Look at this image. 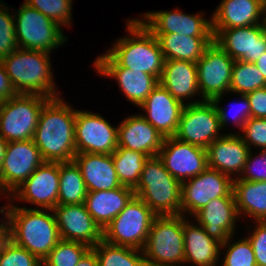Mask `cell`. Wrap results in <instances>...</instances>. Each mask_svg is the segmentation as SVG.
I'll return each instance as SVG.
<instances>
[{
    "label": "cell",
    "instance_id": "cell-26",
    "mask_svg": "<svg viewBox=\"0 0 266 266\" xmlns=\"http://www.w3.org/2000/svg\"><path fill=\"white\" fill-rule=\"evenodd\" d=\"M186 218L183 215L184 264L217 266L222 256L221 243L211 238L196 221L192 224V221Z\"/></svg>",
    "mask_w": 266,
    "mask_h": 266
},
{
    "label": "cell",
    "instance_id": "cell-20",
    "mask_svg": "<svg viewBox=\"0 0 266 266\" xmlns=\"http://www.w3.org/2000/svg\"><path fill=\"white\" fill-rule=\"evenodd\" d=\"M53 211L62 240L80 242L91 248L102 240V230L84 203L57 205Z\"/></svg>",
    "mask_w": 266,
    "mask_h": 266
},
{
    "label": "cell",
    "instance_id": "cell-32",
    "mask_svg": "<svg viewBox=\"0 0 266 266\" xmlns=\"http://www.w3.org/2000/svg\"><path fill=\"white\" fill-rule=\"evenodd\" d=\"M87 193L86 184L76 162H59L58 205L85 203Z\"/></svg>",
    "mask_w": 266,
    "mask_h": 266
},
{
    "label": "cell",
    "instance_id": "cell-3",
    "mask_svg": "<svg viewBox=\"0 0 266 266\" xmlns=\"http://www.w3.org/2000/svg\"><path fill=\"white\" fill-rule=\"evenodd\" d=\"M0 61L17 94L40 95L50 99L60 96L52 77L50 53L17 48Z\"/></svg>",
    "mask_w": 266,
    "mask_h": 266
},
{
    "label": "cell",
    "instance_id": "cell-30",
    "mask_svg": "<svg viewBox=\"0 0 266 266\" xmlns=\"http://www.w3.org/2000/svg\"><path fill=\"white\" fill-rule=\"evenodd\" d=\"M160 45L165 60H182L196 63L214 37H193L176 33L153 34Z\"/></svg>",
    "mask_w": 266,
    "mask_h": 266
},
{
    "label": "cell",
    "instance_id": "cell-43",
    "mask_svg": "<svg viewBox=\"0 0 266 266\" xmlns=\"http://www.w3.org/2000/svg\"><path fill=\"white\" fill-rule=\"evenodd\" d=\"M234 180L266 182V150H260L257 156H252L250 150L244 169L239 178Z\"/></svg>",
    "mask_w": 266,
    "mask_h": 266
},
{
    "label": "cell",
    "instance_id": "cell-31",
    "mask_svg": "<svg viewBox=\"0 0 266 266\" xmlns=\"http://www.w3.org/2000/svg\"><path fill=\"white\" fill-rule=\"evenodd\" d=\"M233 193L239 217L247 215L252 222L266 221V182L234 180Z\"/></svg>",
    "mask_w": 266,
    "mask_h": 266
},
{
    "label": "cell",
    "instance_id": "cell-48",
    "mask_svg": "<svg viewBox=\"0 0 266 266\" xmlns=\"http://www.w3.org/2000/svg\"><path fill=\"white\" fill-rule=\"evenodd\" d=\"M9 240V236L7 233V230L4 226V224L1 222L0 223V259L2 255V250L4 247V244Z\"/></svg>",
    "mask_w": 266,
    "mask_h": 266
},
{
    "label": "cell",
    "instance_id": "cell-24",
    "mask_svg": "<svg viewBox=\"0 0 266 266\" xmlns=\"http://www.w3.org/2000/svg\"><path fill=\"white\" fill-rule=\"evenodd\" d=\"M164 137L141 114L126 117L118 126V147L157 156Z\"/></svg>",
    "mask_w": 266,
    "mask_h": 266
},
{
    "label": "cell",
    "instance_id": "cell-12",
    "mask_svg": "<svg viewBox=\"0 0 266 266\" xmlns=\"http://www.w3.org/2000/svg\"><path fill=\"white\" fill-rule=\"evenodd\" d=\"M233 60L214 41L204 50L196 62L200 96L202 100L212 101L217 96L230 92Z\"/></svg>",
    "mask_w": 266,
    "mask_h": 266
},
{
    "label": "cell",
    "instance_id": "cell-28",
    "mask_svg": "<svg viewBox=\"0 0 266 266\" xmlns=\"http://www.w3.org/2000/svg\"><path fill=\"white\" fill-rule=\"evenodd\" d=\"M264 0H222L211 14L212 29L248 27L261 23Z\"/></svg>",
    "mask_w": 266,
    "mask_h": 266
},
{
    "label": "cell",
    "instance_id": "cell-4",
    "mask_svg": "<svg viewBox=\"0 0 266 266\" xmlns=\"http://www.w3.org/2000/svg\"><path fill=\"white\" fill-rule=\"evenodd\" d=\"M129 36L119 38L105 51L119 66L146 72L160 79L165 58L157 38L139 21L128 19Z\"/></svg>",
    "mask_w": 266,
    "mask_h": 266
},
{
    "label": "cell",
    "instance_id": "cell-34",
    "mask_svg": "<svg viewBox=\"0 0 266 266\" xmlns=\"http://www.w3.org/2000/svg\"><path fill=\"white\" fill-rule=\"evenodd\" d=\"M111 155L121 185L135 189L148 156L122 147H117Z\"/></svg>",
    "mask_w": 266,
    "mask_h": 266
},
{
    "label": "cell",
    "instance_id": "cell-33",
    "mask_svg": "<svg viewBox=\"0 0 266 266\" xmlns=\"http://www.w3.org/2000/svg\"><path fill=\"white\" fill-rule=\"evenodd\" d=\"M99 266H154L141 250L117 246L103 239L92 248Z\"/></svg>",
    "mask_w": 266,
    "mask_h": 266
},
{
    "label": "cell",
    "instance_id": "cell-6",
    "mask_svg": "<svg viewBox=\"0 0 266 266\" xmlns=\"http://www.w3.org/2000/svg\"><path fill=\"white\" fill-rule=\"evenodd\" d=\"M142 252L154 266H184L183 215L156 216Z\"/></svg>",
    "mask_w": 266,
    "mask_h": 266
},
{
    "label": "cell",
    "instance_id": "cell-13",
    "mask_svg": "<svg viewBox=\"0 0 266 266\" xmlns=\"http://www.w3.org/2000/svg\"><path fill=\"white\" fill-rule=\"evenodd\" d=\"M231 177L211 168L182 182L181 214L192 216L211 200L234 195Z\"/></svg>",
    "mask_w": 266,
    "mask_h": 266
},
{
    "label": "cell",
    "instance_id": "cell-5",
    "mask_svg": "<svg viewBox=\"0 0 266 266\" xmlns=\"http://www.w3.org/2000/svg\"><path fill=\"white\" fill-rule=\"evenodd\" d=\"M134 192L157 216L181 215L182 183L166 170L158 155L145 161Z\"/></svg>",
    "mask_w": 266,
    "mask_h": 266
},
{
    "label": "cell",
    "instance_id": "cell-19",
    "mask_svg": "<svg viewBox=\"0 0 266 266\" xmlns=\"http://www.w3.org/2000/svg\"><path fill=\"white\" fill-rule=\"evenodd\" d=\"M214 42L233 60L255 63L266 52V33L262 25L212 29Z\"/></svg>",
    "mask_w": 266,
    "mask_h": 266
},
{
    "label": "cell",
    "instance_id": "cell-40",
    "mask_svg": "<svg viewBox=\"0 0 266 266\" xmlns=\"http://www.w3.org/2000/svg\"><path fill=\"white\" fill-rule=\"evenodd\" d=\"M0 266H42V262L10 239L4 244Z\"/></svg>",
    "mask_w": 266,
    "mask_h": 266
},
{
    "label": "cell",
    "instance_id": "cell-35",
    "mask_svg": "<svg viewBox=\"0 0 266 266\" xmlns=\"http://www.w3.org/2000/svg\"><path fill=\"white\" fill-rule=\"evenodd\" d=\"M264 87H266L265 78L255 63L235 60L230 84L231 93L246 95Z\"/></svg>",
    "mask_w": 266,
    "mask_h": 266
},
{
    "label": "cell",
    "instance_id": "cell-23",
    "mask_svg": "<svg viewBox=\"0 0 266 266\" xmlns=\"http://www.w3.org/2000/svg\"><path fill=\"white\" fill-rule=\"evenodd\" d=\"M206 151L208 168L218 170L232 179H237L244 169L250 148L244 143L239 132L235 134L234 131L233 133L229 131L214 140L206 148Z\"/></svg>",
    "mask_w": 266,
    "mask_h": 266
},
{
    "label": "cell",
    "instance_id": "cell-22",
    "mask_svg": "<svg viewBox=\"0 0 266 266\" xmlns=\"http://www.w3.org/2000/svg\"><path fill=\"white\" fill-rule=\"evenodd\" d=\"M205 232L221 244L235 235L236 222L240 219L234 195L218 197L193 215Z\"/></svg>",
    "mask_w": 266,
    "mask_h": 266
},
{
    "label": "cell",
    "instance_id": "cell-37",
    "mask_svg": "<svg viewBox=\"0 0 266 266\" xmlns=\"http://www.w3.org/2000/svg\"><path fill=\"white\" fill-rule=\"evenodd\" d=\"M233 237L234 236H230L221 244L220 252H222L224 248L227 249L224 250L225 254L221 266H257L253 248L248 238L244 237L232 243L231 239H233Z\"/></svg>",
    "mask_w": 266,
    "mask_h": 266
},
{
    "label": "cell",
    "instance_id": "cell-15",
    "mask_svg": "<svg viewBox=\"0 0 266 266\" xmlns=\"http://www.w3.org/2000/svg\"><path fill=\"white\" fill-rule=\"evenodd\" d=\"M158 156L166 170L179 182L195 177L208 168L205 148L165 137Z\"/></svg>",
    "mask_w": 266,
    "mask_h": 266
},
{
    "label": "cell",
    "instance_id": "cell-25",
    "mask_svg": "<svg viewBox=\"0 0 266 266\" xmlns=\"http://www.w3.org/2000/svg\"><path fill=\"white\" fill-rule=\"evenodd\" d=\"M159 84L183 105L204 101L193 99V102H184L186 99L200 96L196 63L182 60H165Z\"/></svg>",
    "mask_w": 266,
    "mask_h": 266
},
{
    "label": "cell",
    "instance_id": "cell-17",
    "mask_svg": "<svg viewBox=\"0 0 266 266\" xmlns=\"http://www.w3.org/2000/svg\"><path fill=\"white\" fill-rule=\"evenodd\" d=\"M58 193L59 162H44L9 196V199H18L39 209L53 210L58 205Z\"/></svg>",
    "mask_w": 266,
    "mask_h": 266
},
{
    "label": "cell",
    "instance_id": "cell-14",
    "mask_svg": "<svg viewBox=\"0 0 266 266\" xmlns=\"http://www.w3.org/2000/svg\"><path fill=\"white\" fill-rule=\"evenodd\" d=\"M75 146L76 154H112L118 147V126L100 114L76 109Z\"/></svg>",
    "mask_w": 266,
    "mask_h": 266
},
{
    "label": "cell",
    "instance_id": "cell-45",
    "mask_svg": "<svg viewBox=\"0 0 266 266\" xmlns=\"http://www.w3.org/2000/svg\"><path fill=\"white\" fill-rule=\"evenodd\" d=\"M251 106V118H266V87L246 94Z\"/></svg>",
    "mask_w": 266,
    "mask_h": 266
},
{
    "label": "cell",
    "instance_id": "cell-36",
    "mask_svg": "<svg viewBox=\"0 0 266 266\" xmlns=\"http://www.w3.org/2000/svg\"><path fill=\"white\" fill-rule=\"evenodd\" d=\"M90 249L86 244L61 239L43 260L42 266H76Z\"/></svg>",
    "mask_w": 266,
    "mask_h": 266
},
{
    "label": "cell",
    "instance_id": "cell-51",
    "mask_svg": "<svg viewBox=\"0 0 266 266\" xmlns=\"http://www.w3.org/2000/svg\"><path fill=\"white\" fill-rule=\"evenodd\" d=\"M261 25L263 31L266 33V0L263 1L262 6Z\"/></svg>",
    "mask_w": 266,
    "mask_h": 266
},
{
    "label": "cell",
    "instance_id": "cell-49",
    "mask_svg": "<svg viewBox=\"0 0 266 266\" xmlns=\"http://www.w3.org/2000/svg\"><path fill=\"white\" fill-rule=\"evenodd\" d=\"M255 65L257 66V69L261 71L266 81V52L258 58V60L255 62Z\"/></svg>",
    "mask_w": 266,
    "mask_h": 266
},
{
    "label": "cell",
    "instance_id": "cell-46",
    "mask_svg": "<svg viewBox=\"0 0 266 266\" xmlns=\"http://www.w3.org/2000/svg\"><path fill=\"white\" fill-rule=\"evenodd\" d=\"M16 95L17 93L11 84L10 78L0 61V103Z\"/></svg>",
    "mask_w": 266,
    "mask_h": 266
},
{
    "label": "cell",
    "instance_id": "cell-1",
    "mask_svg": "<svg viewBox=\"0 0 266 266\" xmlns=\"http://www.w3.org/2000/svg\"><path fill=\"white\" fill-rule=\"evenodd\" d=\"M7 204L0 209L4 214L0 222L4 224L9 239L43 262L61 240L54 211L19 207L10 199Z\"/></svg>",
    "mask_w": 266,
    "mask_h": 266
},
{
    "label": "cell",
    "instance_id": "cell-44",
    "mask_svg": "<svg viewBox=\"0 0 266 266\" xmlns=\"http://www.w3.org/2000/svg\"><path fill=\"white\" fill-rule=\"evenodd\" d=\"M254 230L248 236L257 266H266V221H257Z\"/></svg>",
    "mask_w": 266,
    "mask_h": 266
},
{
    "label": "cell",
    "instance_id": "cell-10",
    "mask_svg": "<svg viewBox=\"0 0 266 266\" xmlns=\"http://www.w3.org/2000/svg\"><path fill=\"white\" fill-rule=\"evenodd\" d=\"M221 130L214 102L204 100L184 105L174 137L206 149L214 140L224 135L220 134Z\"/></svg>",
    "mask_w": 266,
    "mask_h": 266
},
{
    "label": "cell",
    "instance_id": "cell-8",
    "mask_svg": "<svg viewBox=\"0 0 266 266\" xmlns=\"http://www.w3.org/2000/svg\"><path fill=\"white\" fill-rule=\"evenodd\" d=\"M13 13L18 48L51 53L67 41L59 24L25 2Z\"/></svg>",
    "mask_w": 266,
    "mask_h": 266
},
{
    "label": "cell",
    "instance_id": "cell-2",
    "mask_svg": "<svg viewBox=\"0 0 266 266\" xmlns=\"http://www.w3.org/2000/svg\"><path fill=\"white\" fill-rule=\"evenodd\" d=\"M61 97L43 106L33 137L45 162H69L76 155V109Z\"/></svg>",
    "mask_w": 266,
    "mask_h": 266
},
{
    "label": "cell",
    "instance_id": "cell-41",
    "mask_svg": "<svg viewBox=\"0 0 266 266\" xmlns=\"http://www.w3.org/2000/svg\"><path fill=\"white\" fill-rule=\"evenodd\" d=\"M240 96V99L242 100L241 102L239 101V103H237L238 105L235 103H233V106L237 105V110H235V114H233V116H231L230 112L228 113L227 110H225V108L220 107V102L222 100L223 95L217 96L215 99H213L212 101L215 104V108L217 110L218 116H219V122L221 125V128L223 129V127L229 123L230 119L232 118L234 122V125L236 127H238L240 130L243 129L244 123L251 117V106L249 104V100L247 98L246 95H238ZM232 110V109H229ZM231 117V118H230Z\"/></svg>",
    "mask_w": 266,
    "mask_h": 266
},
{
    "label": "cell",
    "instance_id": "cell-42",
    "mask_svg": "<svg viewBox=\"0 0 266 266\" xmlns=\"http://www.w3.org/2000/svg\"><path fill=\"white\" fill-rule=\"evenodd\" d=\"M240 136L244 143L251 149L252 146L266 150V118H249L241 130Z\"/></svg>",
    "mask_w": 266,
    "mask_h": 266
},
{
    "label": "cell",
    "instance_id": "cell-21",
    "mask_svg": "<svg viewBox=\"0 0 266 266\" xmlns=\"http://www.w3.org/2000/svg\"><path fill=\"white\" fill-rule=\"evenodd\" d=\"M184 105L176 100L164 87L157 85L140 108L142 116L164 138L175 136Z\"/></svg>",
    "mask_w": 266,
    "mask_h": 266
},
{
    "label": "cell",
    "instance_id": "cell-47",
    "mask_svg": "<svg viewBox=\"0 0 266 266\" xmlns=\"http://www.w3.org/2000/svg\"><path fill=\"white\" fill-rule=\"evenodd\" d=\"M76 266H99L95 251L91 248L78 262Z\"/></svg>",
    "mask_w": 266,
    "mask_h": 266
},
{
    "label": "cell",
    "instance_id": "cell-7",
    "mask_svg": "<svg viewBox=\"0 0 266 266\" xmlns=\"http://www.w3.org/2000/svg\"><path fill=\"white\" fill-rule=\"evenodd\" d=\"M156 216L143 200L134 196L102 231V239L113 245L142 251Z\"/></svg>",
    "mask_w": 266,
    "mask_h": 266
},
{
    "label": "cell",
    "instance_id": "cell-38",
    "mask_svg": "<svg viewBox=\"0 0 266 266\" xmlns=\"http://www.w3.org/2000/svg\"><path fill=\"white\" fill-rule=\"evenodd\" d=\"M26 4L38 10L61 27H71L72 0H24Z\"/></svg>",
    "mask_w": 266,
    "mask_h": 266
},
{
    "label": "cell",
    "instance_id": "cell-29",
    "mask_svg": "<svg viewBox=\"0 0 266 266\" xmlns=\"http://www.w3.org/2000/svg\"><path fill=\"white\" fill-rule=\"evenodd\" d=\"M134 196V189L121 186L107 191L88 192L84 204L103 231Z\"/></svg>",
    "mask_w": 266,
    "mask_h": 266
},
{
    "label": "cell",
    "instance_id": "cell-50",
    "mask_svg": "<svg viewBox=\"0 0 266 266\" xmlns=\"http://www.w3.org/2000/svg\"><path fill=\"white\" fill-rule=\"evenodd\" d=\"M7 143L8 142L0 136V169H1L2 164H3V158L5 156V150L7 147Z\"/></svg>",
    "mask_w": 266,
    "mask_h": 266
},
{
    "label": "cell",
    "instance_id": "cell-11",
    "mask_svg": "<svg viewBox=\"0 0 266 266\" xmlns=\"http://www.w3.org/2000/svg\"><path fill=\"white\" fill-rule=\"evenodd\" d=\"M44 162L33 139L8 142L0 169V194L9 198Z\"/></svg>",
    "mask_w": 266,
    "mask_h": 266
},
{
    "label": "cell",
    "instance_id": "cell-27",
    "mask_svg": "<svg viewBox=\"0 0 266 266\" xmlns=\"http://www.w3.org/2000/svg\"><path fill=\"white\" fill-rule=\"evenodd\" d=\"M79 166L88 192L107 191L121 187L111 154L78 153Z\"/></svg>",
    "mask_w": 266,
    "mask_h": 266
},
{
    "label": "cell",
    "instance_id": "cell-9",
    "mask_svg": "<svg viewBox=\"0 0 266 266\" xmlns=\"http://www.w3.org/2000/svg\"><path fill=\"white\" fill-rule=\"evenodd\" d=\"M40 95L17 94L0 103V136L7 142L32 140L43 106Z\"/></svg>",
    "mask_w": 266,
    "mask_h": 266
},
{
    "label": "cell",
    "instance_id": "cell-18",
    "mask_svg": "<svg viewBox=\"0 0 266 266\" xmlns=\"http://www.w3.org/2000/svg\"><path fill=\"white\" fill-rule=\"evenodd\" d=\"M96 58L93 66L97 73L105 78L115 79L126 99L137 107H140L151 91L159 85L157 77L146 72L121 67L107 53Z\"/></svg>",
    "mask_w": 266,
    "mask_h": 266
},
{
    "label": "cell",
    "instance_id": "cell-16",
    "mask_svg": "<svg viewBox=\"0 0 266 266\" xmlns=\"http://www.w3.org/2000/svg\"><path fill=\"white\" fill-rule=\"evenodd\" d=\"M204 12L186 14L180 9L172 11L146 12L139 21L152 34L176 33L193 37H214L212 19L204 17Z\"/></svg>",
    "mask_w": 266,
    "mask_h": 266
},
{
    "label": "cell",
    "instance_id": "cell-39",
    "mask_svg": "<svg viewBox=\"0 0 266 266\" xmlns=\"http://www.w3.org/2000/svg\"><path fill=\"white\" fill-rule=\"evenodd\" d=\"M4 4L0 0V60L18 48L14 14Z\"/></svg>",
    "mask_w": 266,
    "mask_h": 266
}]
</instances>
